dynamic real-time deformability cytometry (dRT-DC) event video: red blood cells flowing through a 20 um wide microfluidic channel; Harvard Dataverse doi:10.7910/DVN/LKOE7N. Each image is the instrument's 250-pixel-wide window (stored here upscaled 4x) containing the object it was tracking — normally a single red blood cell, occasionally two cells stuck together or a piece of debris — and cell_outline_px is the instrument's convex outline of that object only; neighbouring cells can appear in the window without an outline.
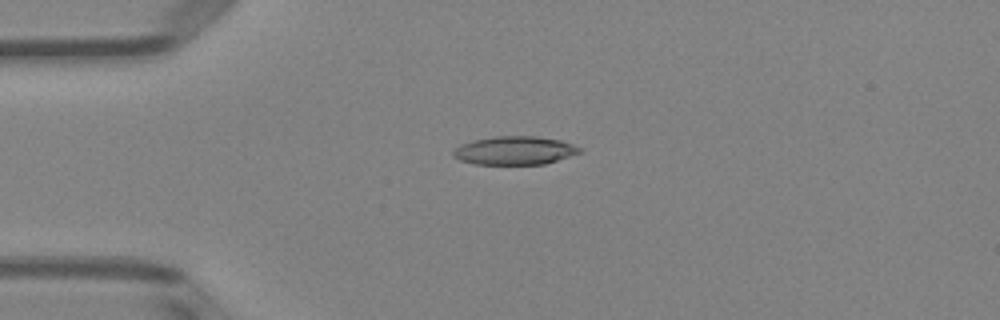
{"species": "Egyptian fruit bat (a non-hibernating species)", "species_latin": "Rousettus aegyptiacus", "temperature_condition": "room temperature", "stored_images_in_passage": 2, "camera_frame_rate_fps": 3000, "um_per_image_px": 0.085, "animal": {"sex": "female"}, "frame": {"image": 1, "passage_image": 1, "time_ms": 0.0, "image_size_px": [1000, 320], "cell_outline_px": [[580, 152], [544, 164], [476, 164], [460, 160], [452, 156], [452, 152], [460, 144], [472, 140], [496, 136], [536, 136], [560, 140], [572, 144], [580, 148]], "centroid_in_image_um": [43.69, 12.78], "position_along_channel_um": 41.3, "area_um2": 20.75}}